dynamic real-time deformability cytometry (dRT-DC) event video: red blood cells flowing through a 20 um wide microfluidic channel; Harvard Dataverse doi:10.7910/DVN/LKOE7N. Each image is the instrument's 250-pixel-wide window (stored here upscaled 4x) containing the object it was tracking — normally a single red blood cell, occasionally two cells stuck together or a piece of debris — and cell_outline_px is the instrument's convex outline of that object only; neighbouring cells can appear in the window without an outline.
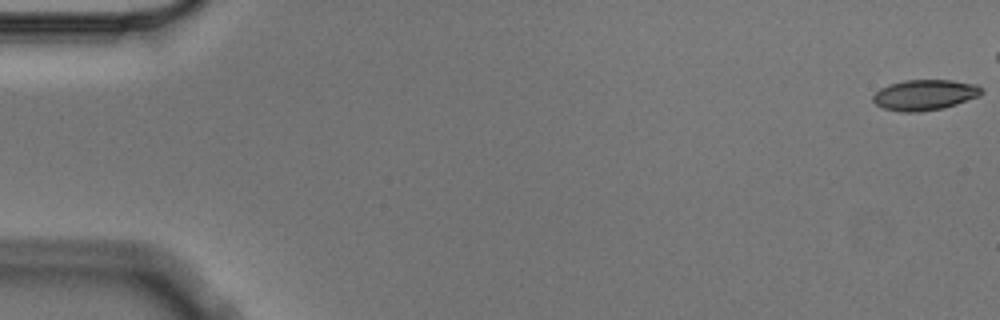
{"species": "Egyptian fruit bat (a non-hibernating species)", "species_latin": "Rousettus aegyptiacus", "temperature_condition": "cold", "stored_images_in_passage": 6, "camera_frame_rate_fps": 3000, "um_per_image_px": 0.085, "animal": {"sex": "male"}, "frame": {"image": 1, "passage_image": 1, "time_ms": 0.0, "image_size_px": [1000, 320], "cell_outline_px": [[984, 92], [980, 96], [944, 108], [920, 112], [900, 112], [884, 108], [876, 104], [872, 100], [872, 96], [880, 88], [888, 84], [904, 80], [952, 80], [976, 84], [984, 88]], "centroid_in_image_um": [78.62, 8.06], "position_along_channel_um": 6.4, "area_um2": 19.59}}
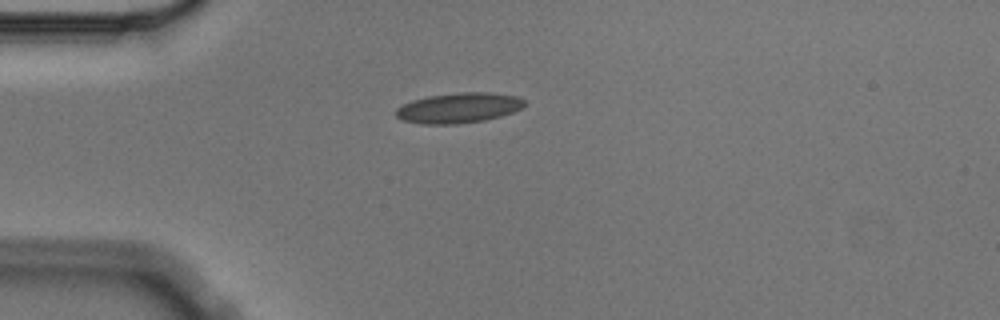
{"frame": {"image": 2, "passage_image": 6, "time_ms": 1.667, "image_size_px": [1000, 320], "cell_outline_px": [[524, 104], [520, 108], [512, 112], [500, 116], [484, 120], [456, 124], [420, 124], [404, 120], [396, 116], [396, 108], [412, 100], [428, 96], [460, 92], [488, 92], [516, 96], [524, 100]], "centroid_in_image_um": [38.96, 9.17], "position_along_channel_um": 46.0, "area_um2": 22.43}}